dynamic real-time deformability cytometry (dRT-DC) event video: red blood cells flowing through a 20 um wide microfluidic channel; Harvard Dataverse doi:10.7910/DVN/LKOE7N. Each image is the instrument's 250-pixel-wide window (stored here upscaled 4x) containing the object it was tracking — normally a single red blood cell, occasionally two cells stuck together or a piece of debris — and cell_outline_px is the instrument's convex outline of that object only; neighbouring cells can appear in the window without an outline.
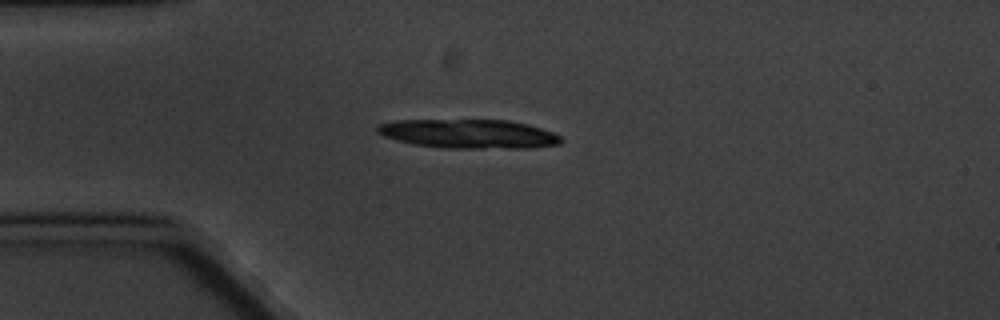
{"species": "common noctule bat (a hibernating species)", "species_latin": "Nyctalus noctula", "temperature_condition": "cold", "stored_images_in_passage": 4, "camera_frame_rate_fps": 3000, "um_per_image_px": 0.085, "animal": {"sex": "male", "body_mass_g": 20.1, "forearm_length_mm": 53.5}, "frame": {"image": 1, "passage_image": 4, "time_ms": 3.333, "image_size_px": [1000, 320], "cell_outline_px": [[564, 140], [560, 144], [532, 148], [444, 148], [416, 144], [396, 140], [384, 136], [376, 132], [376, 128], [380, 124], [396, 120], [508, 120], [528, 124], [552, 132], [560, 136]], "centroid_in_image_um": [39.87, 11.38], "position_along_channel_um": 45.1, "area_um2": 31.1}}